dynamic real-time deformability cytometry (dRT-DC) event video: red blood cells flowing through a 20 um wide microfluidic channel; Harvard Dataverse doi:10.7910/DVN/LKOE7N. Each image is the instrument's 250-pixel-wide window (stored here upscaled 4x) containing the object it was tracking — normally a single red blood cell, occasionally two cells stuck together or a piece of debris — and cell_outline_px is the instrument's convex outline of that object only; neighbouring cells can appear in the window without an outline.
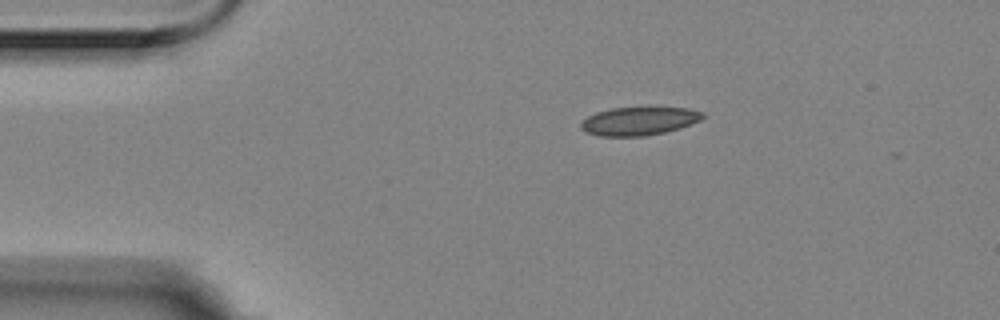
{"species": "Egyptian fruit bat (a non-hibernating species)", "species_latin": "Rousettus aegyptiacus", "temperature_condition": "room temperature", "stored_images_in_passage": 5, "camera_frame_rate_fps": 3000, "um_per_image_px": 0.085, "animal": {"sex": "female"}, "frame": {"image": 1, "passage_image": 5, "time_ms": 1.333, "image_size_px": [1000, 320], "cell_outline_px": [[704, 116], [700, 120], [680, 128], [664, 132], [644, 136], [600, 136], [588, 132], [580, 128], [580, 124], [588, 116], [596, 112], [612, 108], [648, 104], [688, 108], [704, 112]], "centroid_in_image_um": [54.36, 10.23], "position_along_channel_um": 30.6, "area_um2": 20.92}}